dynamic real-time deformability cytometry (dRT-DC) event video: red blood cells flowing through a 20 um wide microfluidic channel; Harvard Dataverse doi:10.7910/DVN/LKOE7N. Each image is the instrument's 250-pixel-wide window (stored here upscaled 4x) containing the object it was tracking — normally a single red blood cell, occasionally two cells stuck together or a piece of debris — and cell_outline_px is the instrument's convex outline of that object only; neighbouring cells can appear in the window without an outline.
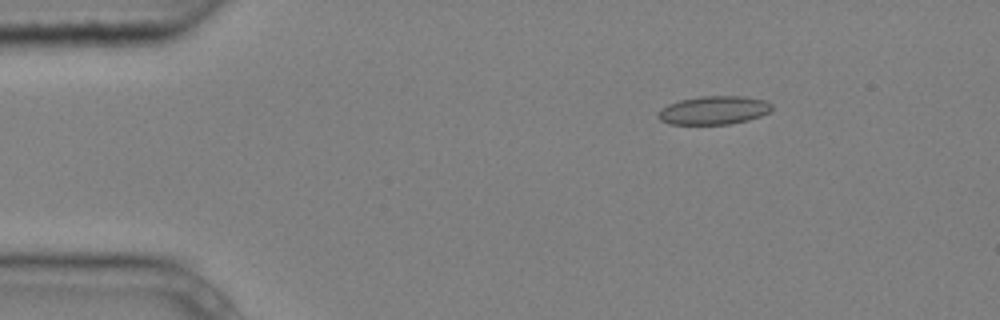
{"species": "common noctule bat (a hibernating species)", "species_latin": "Nyctalus noctula", "temperature_condition": "cold", "stored_images_in_passage": 4, "camera_frame_rate_fps": 3000, "um_per_image_px": 0.085, "animal": {"sex": "male", "body_mass_g": 20.4}, "frame": {"image": 1, "passage_image": 2, "time_ms": 0.333, "image_size_px": [1000, 320], "cell_outline_px": [[772, 108], [768, 112], [760, 116], [748, 120], [732, 124], [668, 124], [660, 120], [656, 116], [660, 108], [668, 104], [680, 100], [700, 96], [744, 96], [764, 100], [772, 104]], "centroid_in_image_um": [60.64, 9.37], "position_along_channel_um": 24.4, "area_um2": 18.96}}